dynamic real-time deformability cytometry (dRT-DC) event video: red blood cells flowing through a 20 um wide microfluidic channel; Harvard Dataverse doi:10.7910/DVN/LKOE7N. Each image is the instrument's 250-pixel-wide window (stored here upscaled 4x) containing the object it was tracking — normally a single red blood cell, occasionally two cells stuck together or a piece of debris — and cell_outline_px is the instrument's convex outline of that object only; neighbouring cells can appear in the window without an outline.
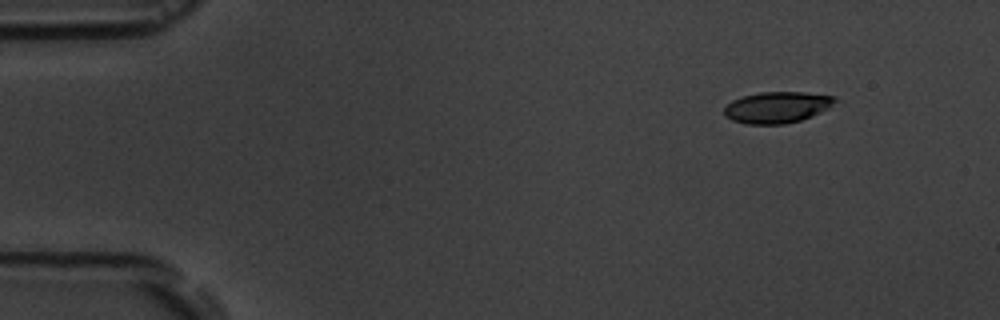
{"species": "common noctule bat (a hibernating species)", "species_latin": "Nyctalus noctula", "temperature_condition": "room temperature", "stored_images_in_passage": 5, "camera_frame_rate_fps": 3000, "um_per_image_px": 0.085, "animal": {"sex": "male", "body_mass_g": 19.5, "forearm_length_mm": 54.6}, "frame": {"image": 1, "passage_image": 2, "time_ms": 2.0, "image_size_px": [1000, 320], "cell_outline_px": [[840, 100], [828, 108], [812, 116], [800, 120], [784, 124], [748, 124], [732, 120], [724, 116], [724, 108], [732, 100], [744, 96], [760, 92], [804, 92], [836, 96]], "centroid_in_image_um": [66.08, 9.11], "position_along_channel_um": 18.9, "area_um2": 20.29}}
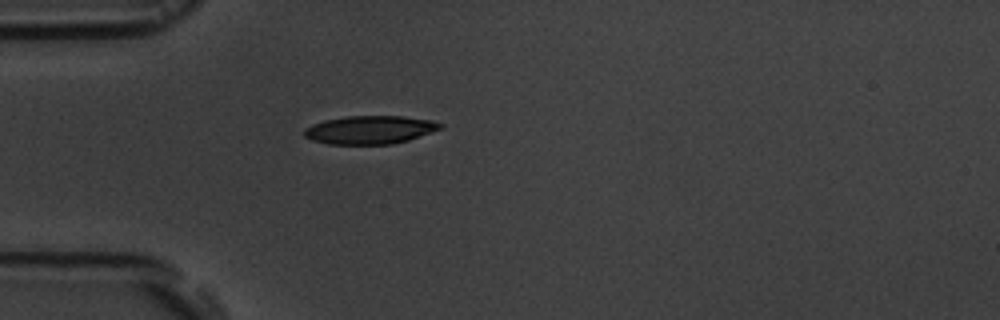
{"frame": {"image": 2, "passage_image": 5, "time_ms": 5.333, "image_size_px": [1000, 320], "cell_outline_px": [[444, 128], [408, 140], [392, 144], [328, 144], [312, 140], [304, 136], [304, 128], [312, 124], [324, 120], [348, 116], [404, 116], [432, 120], [444, 124]], "centroid_in_image_um": [31.47, 11.03], "position_along_channel_um": 53.5, "area_um2": 22.54}}